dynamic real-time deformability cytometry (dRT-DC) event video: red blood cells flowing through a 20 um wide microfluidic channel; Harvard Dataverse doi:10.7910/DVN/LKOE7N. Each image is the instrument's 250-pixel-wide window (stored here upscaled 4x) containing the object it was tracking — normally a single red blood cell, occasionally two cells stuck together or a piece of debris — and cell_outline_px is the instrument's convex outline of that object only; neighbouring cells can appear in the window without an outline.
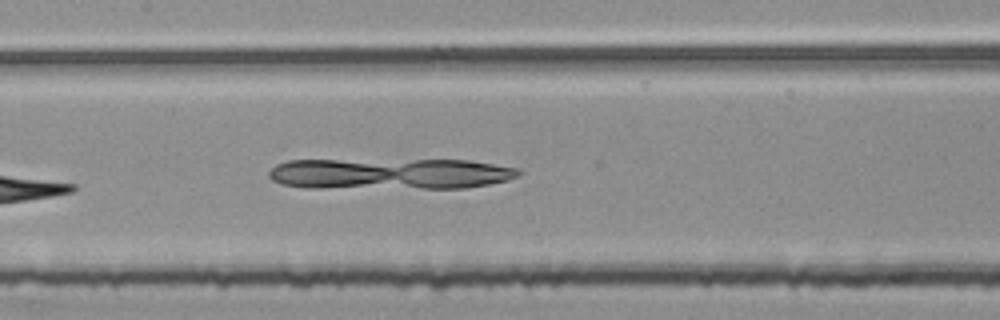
{"species": "common noctule bat (a hibernating species)", "species_latin": "Nyctalus noctula", "temperature_condition": "room temperature", "stored_images_in_passage": 6, "camera_frame_rate_fps": 3000, "um_per_image_px": 0.085, "animal": {"sex": "female", "body_mass_g": 25.1}, "frame": {"image": 1, "passage_image": 6, "time_ms": 1.667, "image_size_px": [1000, 320], "cell_outline_px": [[524, 172], [520, 176], [508, 180], [468, 188], [304, 188], [280, 184], [272, 180], [268, 176], [268, 172], [276, 164], [288, 160], [468, 160], [516, 168]], "centroid_in_image_um": [33.12, 14.78], "position_along_channel_um": 174.3, "area_um2": 45.78}}